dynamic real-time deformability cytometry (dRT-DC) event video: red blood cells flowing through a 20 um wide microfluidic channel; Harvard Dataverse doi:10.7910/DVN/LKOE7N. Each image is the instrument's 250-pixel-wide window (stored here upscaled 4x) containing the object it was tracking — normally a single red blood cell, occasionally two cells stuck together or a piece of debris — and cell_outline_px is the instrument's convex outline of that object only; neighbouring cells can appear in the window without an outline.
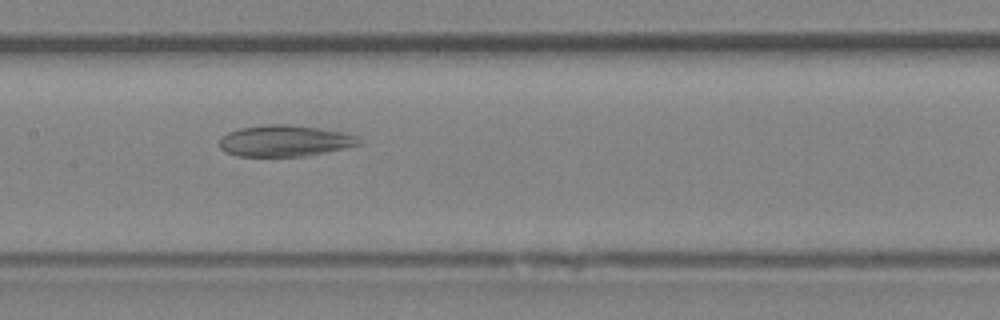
{"species": "Egyptian fruit bat (a non-hibernating species)", "species_latin": "Rousettus aegyptiacus", "temperature_condition": "room temperature", "stored_images_in_passage": 44, "camera_frame_rate_fps": 3000, "um_per_image_px": 0.085, "animal": {"sex": "female"}, "frame": {"image": 1, "passage_image": 19, "time_ms": 6.0, "image_size_px": [1000, 320], "cell_outline_px": [[360, 144], [344, 148], [304, 156], [236, 156], [224, 152], [220, 148], [220, 140], [228, 132], [240, 128], [272, 124], [288, 124], [344, 132], [356, 136], [360, 140]], "centroid_in_image_um": [24.18, 11.97], "position_along_channel_um": 183.2, "area_um2": 25.14}}
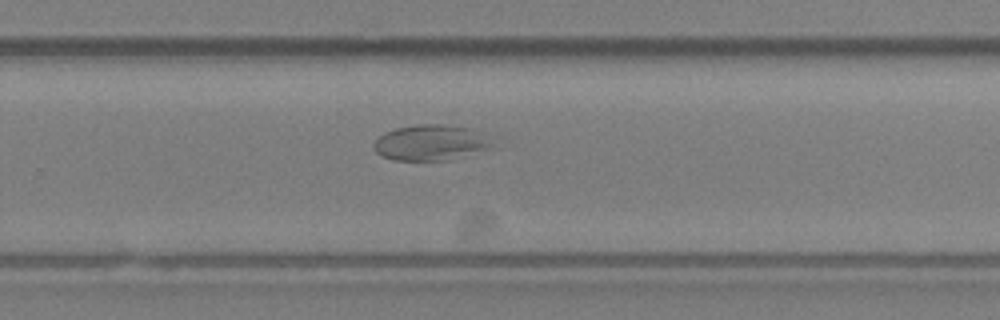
{"frame": {"image": 2, "passage_image": 27, "time_ms": 8.667, "image_size_px": [1000, 320], "cell_outline_px": [[488, 148], [444, 160], [392, 160], [380, 156], [376, 152], [372, 144], [384, 132], [396, 128], [420, 124], [440, 124], [468, 128], [488, 144]], "centroid_in_image_um": [36.37, 12.13], "position_along_channel_um": 293.4, "area_um2": 23.35}}
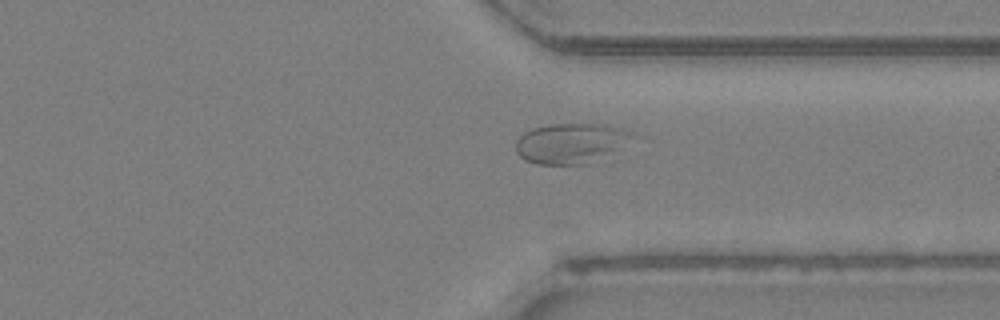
{"frame": {"image": 3, "passage_image": 32, "time_ms": 10.333, "image_size_px": [1000, 320], "cell_outline_px": [[640, 136], [588, 164], [536, 164], [524, 160], [516, 152], [516, 140], [524, 132], [532, 128], [552, 124], [608, 124], [632, 132]], "centroid_in_image_um": [48.52, 12.16], "position_along_channel_um": 362.9, "area_um2": 27.34}}